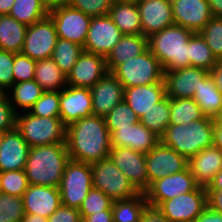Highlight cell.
Wrapping results in <instances>:
<instances>
[{
  "label": "cell",
  "mask_w": 222,
  "mask_h": 222,
  "mask_svg": "<svg viewBox=\"0 0 222 222\" xmlns=\"http://www.w3.org/2000/svg\"><path fill=\"white\" fill-rule=\"evenodd\" d=\"M66 143L72 160L92 164L108 158L111 137L105 118L91 115L69 124Z\"/></svg>",
  "instance_id": "1"
},
{
  "label": "cell",
  "mask_w": 222,
  "mask_h": 222,
  "mask_svg": "<svg viewBox=\"0 0 222 222\" xmlns=\"http://www.w3.org/2000/svg\"><path fill=\"white\" fill-rule=\"evenodd\" d=\"M69 160L66 142L30 147L24 168L29 185L59 187Z\"/></svg>",
  "instance_id": "2"
},
{
  "label": "cell",
  "mask_w": 222,
  "mask_h": 222,
  "mask_svg": "<svg viewBox=\"0 0 222 222\" xmlns=\"http://www.w3.org/2000/svg\"><path fill=\"white\" fill-rule=\"evenodd\" d=\"M194 33L172 25L148 37V49L159 60L164 71L190 67L189 40Z\"/></svg>",
  "instance_id": "3"
},
{
  "label": "cell",
  "mask_w": 222,
  "mask_h": 222,
  "mask_svg": "<svg viewBox=\"0 0 222 222\" xmlns=\"http://www.w3.org/2000/svg\"><path fill=\"white\" fill-rule=\"evenodd\" d=\"M160 141L189 160L213 145V118L205 117L189 124H169Z\"/></svg>",
  "instance_id": "4"
},
{
  "label": "cell",
  "mask_w": 222,
  "mask_h": 222,
  "mask_svg": "<svg viewBox=\"0 0 222 222\" xmlns=\"http://www.w3.org/2000/svg\"><path fill=\"white\" fill-rule=\"evenodd\" d=\"M16 129L30 147L65 143L67 126L60 117H40L17 113Z\"/></svg>",
  "instance_id": "5"
},
{
  "label": "cell",
  "mask_w": 222,
  "mask_h": 222,
  "mask_svg": "<svg viewBox=\"0 0 222 222\" xmlns=\"http://www.w3.org/2000/svg\"><path fill=\"white\" fill-rule=\"evenodd\" d=\"M111 73L124 88L164 82V70L149 49L118 65Z\"/></svg>",
  "instance_id": "6"
},
{
  "label": "cell",
  "mask_w": 222,
  "mask_h": 222,
  "mask_svg": "<svg viewBox=\"0 0 222 222\" xmlns=\"http://www.w3.org/2000/svg\"><path fill=\"white\" fill-rule=\"evenodd\" d=\"M91 168L93 188L113 201L130 199L140 193L109 157L92 163Z\"/></svg>",
  "instance_id": "7"
},
{
  "label": "cell",
  "mask_w": 222,
  "mask_h": 222,
  "mask_svg": "<svg viewBox=\"0 0 222 222\" xmlns=\"http://www.w3.org/2000/svg\"><path fill=\"white\" fill-rule=\"evenodd\" d=\"M58 188L62 204L79 209L93 188L91 164L70 159Z\"/></svg>",
  "instance_id": "8"
},
{
  "label": "cell",
  "mask_w": 222,
  "mask_h": 222,
  "mask_svg": "<svg viewBox=\"0 0 222 222\" xmlns=\"http://www.w3.org/2000/svg\"><path fill=\"white\" fill-rule=\"evenodd\" d=\"M208 207L207 189L202 186L189 193L165 200L158 206L170 222H193Z\"/></svg>",
  "instance_id": "9"
},
{
  "label": "cell",
  "mask_w": 222,
  "mask_h": 222,
  "mask_svg": "<svg viewBox=\"0 0 222 222\" xmlns=\"http://www.w3.org/2000/svg\"><path fill=\"white\" fill-rule=\"evenodd\" d=\"M54 22L58 38L84 47L92 17L70 4L50 9L48 14Z\"/></svg>",
  "instance_id": "10"
},
{
  "label": "cell",
  "mask_w": 222,
  "mask_h": 222,
  "mask_svg": "<svg viewBox=\"0 0 222 222\" xmlns=\"http://www.w3.org/2000/svg\"><path fill=\"white\" fill-rule=\"evenodd\" d=\"M57 39L54 22L47 15L27 27L21 53L36 61L51 58Z\"/></svg>",
  "instance_id": "11"
},
{
  "label": "cell",
  "mask_w": 222,
  "mask_h": 222,
  "mask_svg": "<svg viewBox=\"0 0 222 222\" xmlns=\"http://www.w3.org/2000/svg\"><path fill=\"white\" fill-rule=\"evenodd\" d=\"M196 183L189 167L153 182L144 192L149 205L158 207L163 201L194 191Z\"/></svg>",
  "instance_id": "12"
},
{
  "label": "cell",
  "mask_w": 222,
  "mask_h": 222,
  "mask_svg": "<svg viewBox=\"0 0 222 222\" xmlns=\"http://www.w3.org/2000/svg\"><path fill=\"white\" fill-rule=\"evenodd\" d=\"M146 168L148 187L155 181L176 174L188 167V160L177 151L164 145L161 141L147 154Z\"/></svg>",
  "instance_id": "13"
},
{
  "label": "cell",
  "mask_w": 222,
  "mask_h": 222,
  "mask_svg": "<svg viewBox=\"0 0 222 222\" xmlns=\"http://www.w3.org/2000/svg\"><path fill=\"white\" fill-rule=\"evenodd\" d=\"M122 36L108 14L94 16L90 22L83 50L106 58Z\"/></svg>",
  "instance_id": "14"
},
{
  "label": "cell",
  "mask_w": 222,
  "mask_h": 222,
  "mask_svg": "<svg viewBox=\"0 0 222 222\" xmlns=\"http://www.w3.org/2000/svg\"><path fill=\"white\" fill-rule=\"evenodd\" d=\"M109 158L121 169L127 179L139 192L148 189L145 154L128 147L111 146Z\"/></svg>",
  "instance_id": "15"
},
{
  "label": "cell",
  "mask_w": 222,
  "mask_h": 222,
  "mask_svg": "<svg viewBox=\"0 0 222 222\" xmlns=\"http://www.w3.org/2000/svg\"><path fill=\"white\" fill-rule=\"evenodd\" d=\"M60 118L69 124L93 114L90 88L67 85L60 91Z\"/></svg>",
  "instance_id": "16"
},
{
  "label": "cell",
  "mask_w": 222,
  "mask_h": 222,
  "mask_svg": "<svg viewBox=\"0 0 222 222\" xmlns=\"http://www.w3.org/2000/svg\"><path fill=\"white\" fill-rule=\"evenodd\" d=\"M209 71L200 67H185L164 71L166 95L169 98H193Z\"/></svg>",
  "instance_id": "17"
},
{
  "label": "cell",
  "mask_w": 222,
  "mask_h": 222,
  "mask_svg": "<svg viewBox=\"0 0 222 222\" xmlns=\"http://www.w3.org/2000/svg\"><path fill=\"white\" fill-rule=\"evenodd\" d=\"M136 3L145 37L175 24L171 0H138Z\"/></svg>",
  "instance_id": "18"
},
{
  "label": "cell",
  "mask_w": 222,
  "mask_h": 222,
  "mask_svg": "<svg viewBox=\"0 0 222 222\" xmlns=\"http://www.w3.org/2000/svg\"><path fill=\"white\" fill-rule=\"evenodd\" d=\"M108 72L104 57L83 51L67 75V85L93 87Z\"/></svg>",
  "instance_id": "19"
},
{
  "label": "cell",
  "mask_w": 222,
  "mask_h": 222,
  "mask_svg": "<svg viewBox=\"0 0 222 222\" xmlns=\"http://www.w3.org/2000/svg\"><path fill=\"white\" fill-rule=\"evenodd\" d=\"M176 25L199 33L213 17L207 0H171Z\"/></svg>",
  "instance_id": "20"
},
{
  "label": "cell",
  "mask_w": 222,
  "mask_h": 222,
  "mask_svg": "<svg viewBox=\"0 0 222 222\" xmlns=\"http://www.w3.org/2000/svg\"><path fill=\"white\" fill-rule=\"evenodd\" d=\"M90 90L94 116L105 117L124 100V86L111 72H107Z\"/></svg>",
  "instance_id": "21"
},
{
  "label": "cell",
  "mask_w": 222,
  "mask_h": 222,
  "mask_svg": "<svg viewBox=\"0 0 222 222\" xmlns=\"http://www.w3.org/2000/svg\"><path fill=\"white\" fill-rule=\"evenodd\" d=\"M22 199L25 213L46 219L62 205L58 187L29 185Z\"/></svg>",
  "instance_id": "22"
},
{
  "label": "cell",
  "mask_w": 222,
  "mask_h": 222,
  "mask_svg": "<svg viewBox=\"0 0 222 222\" xmlns=\"http://www.w3.org/2000/svg\"><path fill=\"white\" fill-rule=\"evenodd\" d=\"M111 146L128 147L144 154L150 152L160 138L140 121L130 127L118 128L111 135Z\"/></svg>",
  "instance_id": "23"
},
{
  "label": "cell",
  "mask_w": 222,
  "mask_h": 222,
  "mask_svg": "<svg viewBox=\"0 0 222 222\" xmlns=\"http://www.w3.org/2000/svg\"><path fill=\"white\" fill-rule=\"evenodd\" d=\"M29 149L30 146L16 128L3 133L0 149V172L23 170Z\"/></svg>",
  "instance_id": "24"
},
{
  "label": "cell",
  "mask_w": 222,
  "mask_h": 222,
  "mask_svg": "<svg viewBox=\"0 0 222 222\" xmlns=\"http://www.w3.org/2000/svg\"><path fill=\"white\" fill-rule=\"evenodd\" d=\"M188 167L196 183L207 188L222 169V150L214 145L207 147L188 160Z\"/></svg>",
  "instance_id": "25"
},
{
  "label": "cell",
  "mask_w": 222,
  "mask_h": 222,
  "mask_svg": "<svg viewBox=\"0 0 222 222\" xmlns=\"http://www.w3.org/2000/svg\"><path fill=\"white\" fill-rule=\"evenodd\" d=\"M165 96V82L124 88V100L139 119Z\"/></svg>",
  "instance_id": "26"
},
{
  "label": "cell",
  "mask_w": 222,
  "mask_h": 222,
  "mask_svg": "<svg viewBox=\"0 0 222 222\" xmlns=\"http://www.w3.org/2000/svg\"><path fill=\"white\" fill-rule=\"evenodd\" d=\"M108 15L123 35L143 34L136 1L114 0Z\"/></svg>",
  "instance_id": "27"
},
{
  "label": "cell",
  "mask_w": 222,
  "mask_h": 222,
  "mask_svg": "<svg viewBox=\"0 0 222 222\" xmlns=\"http://www.w3.org/2000/svg\"><path fill=\"white\" fill-rule=\"evenodd\" d=\"M147 49L148 38L143 34L123 35L105 58L108 72H112L118 65L129 59L141 55Z\"/></svg>",
  "instance_id": "28"
},
{
  "label": "cell",
  "mask_w": 222,
  "mask_h": 222,
  "mask_svg": "<svg viewBox=\"0 0 222 222\" xmlns=\"http://www.w3.org/2000/svg\"><path fill=\"white\" fill-rule=\"evenodd\" d=\"M27 27L8 14L0 15V50L21 53Z\"/></svg>",
  "instance_id": "29"
},
{
  "label": "cell",
  "mask_w": 222,
  "mask_h": 222,
  "mask_svg": "<svg viewBox=\"0 0 222 222\" xmlns=\"http://www.w3.org/2000/svg\"><path fill=\"white\" fill-rule=\"evenodd\" d=\"M193 99L206 117L216 118L219 115L222 108V94L210 74L201 80V85L195 91Z\"/></svg>",
  "instance_id": "30"
},
{
  "label": "cell",
  "mask_w": 222,
  "mask_h": 222,
  "mask_svg": "<svg viewBox=\"0 0 222 222\" xmlns=\"http://www.w3.org/2000/svg\"><path fill=\"white\" fill-rule=\"evenodd\" d=\"M34 80L44 91H61L67 86V76L52 58L36 61Z\"/></svg>",
  "instance_id": "31"
},
{
  "label": "cell",
  "mask_w": 222,
  "mask_h": 222,
  "mask_svg": "<svg viewBox=\"0 0 222 222\" xmlns=\"http://www.w3.org/2000/svg\"><path fill=\"white\" fill-rule=\"evenodd\" d=\"M44 0H15L8 15L27 26L36 23L49 14Z\"/></svg>",
  "instance_id": "32"
},
{
  "label": "cell",
  "mask_w": 222,
  "mask_h": 222,
  "mask_svg": "<svg viewBox=\"0 0 222 222\" xmlns=\"http://www.w3.org/2000/svg\"><path fill=\"white\" fill-rule=\"evenodd\" d=\"M148 204L145 193L130 199L115 200L112 205L114 222H140L142 210Z\"/></svg>",
  "instance_id": "33"
},
{
  "label": "cell",
  "mask_w": 222,
  "mask_h": 222,
  "mask_svg": "<svg viewBox=\"0 0 222 222\" xmlns=\"http://www.w3.org/2000/svg\"><path fill=\"white\" fill-rule=\"evenodd\" d=\"M206 116L193 98H170V123L189 124Z\"/></svg>",
  "instance_id": "34"
},
{
  "label": "cell",
  "mask_w": 222,
  "mask_h": 222,
  "mask_svg": "<svg viewBox=\"0 0 222 222\" xmlns=\"http://www.w3.org/2000/svg\"><path fill=\"white\" fill-rule=\"evenodd\" d=\"M139 121L161 138L170 123V98L166 95L160 102L154 104V107L148 112H145Z\"/></svg>",
  "instance_id": "35"
},
{
  "label": "cell",
  "mask_w": 222,
  "mask_h": 222,
  "mask_svg": "<svg viewBox=\"0 0 222 222\" xmlns=\"http://www.w3.org/2000/svg\"><path fill=\"white\" fill-rule=\"evenodd\" d=\"M10 88L13 97L11 96V99L9 97V101L16 113L18 112L15 105H17L19 109L22 108L28 111L45 92L35 80L14 83Z\"/></svg>",
  "instance_id": "36"
},
{
  "label": "cell",
  "mask_w": 222,
  "mask_h": 222,
  "mask_svg": "<svg viewBox=\"0 0 222 222\" xmlns=\"http://www.w3.org/2000/svg\"><path fill=\"white\" fill-rule=\"evenodd\" d=\"M83 51L82 46L74 42L58 38L51 58L67 76Z\"/></svg>",
  "instance_id": "37"
},
{
  "label": "cell",
  "mask_w": 222,
  "mask_h": 222,
  "mask_svg": "<svg viewBox=\"0 0 222 222\" xmlns=\"http://www.w3.org/2000/svg\"><path fill=\"white\" fill-rule=\"evenodd\" d=\"M189 57L190 66L200 67L207 71H210L217 61L200 33H194L189 40Z\"/></svg>",
  "instance_id": "38"
},
{
  "label": "cell",
  "mask_w": 222,
  "mask_h": 222,
  "mask_svg": "<svg viewBox=\"0 0 222 222\" xmlns=\"http://www.w3.org/2000/svg\"><path fill=\"white\" fill-rule=\"evenodd\" d=\"M104 118L110 135L118 128L130 127L139 122V118L125 100L114 106Z\"/></svg>",
  "instance_id": "39"
},
{
  "label": "cell",
  "mask_w": 222,
  "mask_h": 222,
  "mask_svg": "<svg viewBox=\"0 0 222 222\" xmlns=\"http://www.w3.org/2000/svg\"><path fill=\"white\" fill-rule=\"evenodd\" d=\"M28 186L24 169L0 172V193L22 198Z\"/></svg>",
  "instance_id": "40"
},
{
  "label": "cell",
  "mask_w": 222,
  "mask_h": 222,
  "mask_svg": "<svg viewBox=\"0 0 222 222\" xmlns=\"http://www.w3.org/2000/svg\"><path fill=\"white\" fill-rule=\"evenodd\" d=\"M60 91H45L28 112L40 117H60Z\"/></svg>",
  "instance_id": "41"
},
{
  "label": "cell",
  "mask_w": 222,
  "mask_h": 222,
  "mask_svg": "<svg viewBox=\"0 0 222 222\" xmlns=\"http://www.w3.org/2000/svg\"><path fill=\"white\" fill-rule=\"evenodd\" d=\"M113 200L98 189L92 188L82 202L79 212L82 217L112 210Z\"/></svg>",
  "instance_id": "42"
},
{
  "label": "cell",
  "mask_w": 222,
  "mask_h": 222,
  "mask_svg": "<svg viewBox=\"0 0 222 222\" xmlns=\"http://www.w3.org/2000/svg\"><path fill=\"white\" fill-rule=\"evenodd\" d=\"M24 215L21 197L0 193V222H21Z\"/></svg>",
  "instance_id": "43"
},
{
  "label": "cell",
  "mask_w": 222,
  "mask_h": 222,
  "mask_svg": "<svg viewBox=\"0 0 222 222\" xmlns=\"http://www.w3.org/2000/svg\"><path fill=\"white\" fill-rule=\"evenodd\" d=\"M199 33L216 59L222 58V18L212 17Z\"/></svg>",
  "instance_id": "44"
},
{
  "label": "cell",
  "mask_w": 222,
  "mask_h": 222,
  "mask_svg": "<svg viewBox=\"0 0 222 222\" xmlns=\"http://www.w3.org/2000/svg\"><path fill=\"white\" fill-rule=\"evenodd\" d=\"M36 60L22 54H14L13 76L14 83L34 80Z\"/></svg>",
  "instance_id": "45"
},
{
  "label": "cell",
  "mask_w": 222,
  "mask_h": 222,
  "mask_svg": "<svg viewBox=\"0 0 222 222\" xmlns=\"http://www.w3.org/2000/svg\"><path fill=\"white\" fill-rule=\"evenodd\" d=\"M114 0H72L70 5L91 17L109 13Z\"/></svg>",
  "instance_id": "46"
},
{
  "label": "cell",
  "mask_w": 222,
  "mask_h": 222,
  "mask_svg": "<svg viewBox=\"0 0 222 222\" xmlns=\"http://www.w3.org/2000/svg\"><path fill=\"white\" fill-rule=\"evenodd\" d=\"M13 63L14 53L0 50V92L7 93L14 84Z\"/></svg>",
  "instance_id": "47"
},
{
  "label": "cell",
  "mask_w": 222,
  "mask_h": 222,
  "mask_svg": "<svg viewBox=\"0 0 222 222\" xmlns=\"http://www.w3.org/2000/svg\"><path fill=\"white\" fill-rule=\"evenodd\" d=\"M16 116L14 108L12 107L9 96L0 92V132L5 133L16 128Z\"/></svg>",
  "instance_id": "48"
},
{
  "label": "cell",
  "mask_w": 222,
  "mask_h": 222,
  "mask_svg": "<svg viewBox=\"0 0 222 222\" xmlns=\"http://www.w3.org/2000/svg\"><path fill=\"white\" fill-rule=\"evenodd\" d=\"M47 222H83L79 209L61 205L51 216L47 218Z\"/></svg>",
  "instance_id": "49"
},
{
  "label": "cell",
  "mask_w": 222,
  "mask_h": 222,
  "mask_svg": "<svg viewBox=\"0 0 222 222\" xmlns=\"http://www.w3.org/2000/svg\"><path fill=\"white\" fill-rule=\"evenodd\" d=\"M140 222H170L162 213V211L156 207L147 204L142 210Z\"/></svg>",
  "instance_id": "50"
},
{
  "label": "cell",
  "mask_w": 222,
  "mask_h": 222,
  "mask_svg": "<svg viewBox=\"0 0 222 222\" xmlns=\"http://www.w3.org/2000/svg\"><path fill=\"white\" fill-rule=\"evenodd\" d=\"M209 207L222 214V190H207Z\"/></svg>",
  "instance_id": "51"
},
{
  "label": "cell",
  "mask_w": 222,
  "mask_h": 222,
  "mask_svg": "<svg viewBox=\"0 0 222 222\" xmlns=\"http://www.w3.org/2000/svg\"><path fill=\"white\" fill-rule=\"evenodd\" d=\"M209 74L214 80L217 89L222 94V58L217 59L214 67L209 71Z\"/></svg>",
  "instance_id": "52"
},
{
  "label": "cell",
  "mask_w": 222,
  "mask_h": 222,
  "mask_svg": "<svg viewBox=\"0 0 222 222\" xmlns=\"http://www.w3.org/2000/svg\"><path fill=\"white\" fill-rule=\"evenodd\" d=\"M83 222H114L112 210H104L97 214L82 217Z\"/></svg>",
  "instance_id": "53"
},
{
  "label": "cell",
  "mask_w": 222,
  "mask_h": 222,
  "mask_svg": "<svg viewBox=\"0 0 222 222\" xmlns=\"http://www.w3.org/2000/svg\"><path fill=\"white\" fill-rule=\"evenodd\" d=\"M193 222H222V214L213 211L208 207L200 216Z\"/></svg>",
  "instance_id": "54"
},
{
  "label": "cell",
  "mask_w": 222,
  "mask_h": 222,
  "mask_svg": "<svg viewBox=\"0 0 222 222\" xmlns=\"http://www.w3.org/2000/svg\"><path fill=\"white\" fill-rule=\"evenodd\" d=\"M213 145L222 150V119H213Z\"/></svg>",
  "instance_id": "55"
},
{
  "label": "cell",
  "mask_w": 222,
  "mask_h": 222,
  "mask_svg": "<svg viewBox=\"0 0 222 222\" xmlns=\"http://www.w3.org/2000/svg\"><path fill=\"white\" fill-rule=\"evenodd\" d=\"M213 17L222 18V0H207Z\"/></svg>",
  "instance_id": "56"
},
{
  "label": "cell",
  "mask_w": 222,
  "mask_h": 222,
  "mask_svg": "<svg viewBox=\"0 0 222 222\" xmlns=\"http://www.w3.org/2000/svg\"><path fill=\"white\" fill-rule=\"evenodd\" d=\"M207 190H222V169L214 176V179L206 188Z\"/></svg>",
  "instance_id": "57"
},
{
  "label": "cell",
  "mask_w": 222,
  "mask_h": 222,
  "mask_svg": "<svg viewBox=\"0 0 222 222\" xmlns=\"http://www.w3.org/2000/svg\"><path fill=\"white\" fill-rule=\"evenodd\" d=\"M15 0H0V15L9 14Z\"/></svg>",
  "instance_id": "58"
},
{
  "label": "cell",
  "mask_w": 222,
  "mask_h": 222,
  "mask_svg": "<svg viewBox=\"0 0 222 222\" xmlns=\"http://www.w3.org/2000/svg\"><path fill=\"white\" fill-rule=\"evenodd\" d=\"M21 222H47V219L40 215L25 213V215L21 219Z\"/></svg>",
  "instance_id": "59"
},
{
  "label": "cell",
  "mask_w": 222,
  "mask_h": 222,
  "mask_svg": "<svg viewBox=\"0 0 222 222\" xmlns=\"http://www.w3.org/2000/svg\"><path fill=\"white\" fill-rule=\"evenodd\" d=\"M47 7L52 9L57 6L68 5L72 0H44Z\"/></svg>",
  "instance_id": "60"
},
{
  "label": "cell",
  "mask_w": 222,
  "mask_h": 222,
  "mask_svg": "<svg viewBox=\"0 0 222 222\" xmlns=\"http://www.w3.org/2000/svg\"><path fill=\"white\" fill-rule=\"evenodd\" d=\"M2 142H3V133L0 132V149L2 146Z\"/></svg>",
  "instance_id": "61"
},
{
  "label": "cell",
  "mask_w": 222,
  "mask_h": 222,
  "mask_svg": "<svg viewBox=\"0 0 222 222\" xmlns=\"http://www.w3.org/2000/svg\"><path fill=\"white\" fill-rule=\"evenodd\" d=\"M213 119H222V108H221V111H220L219 115L216 118H213Z\"/></svg>",
  "instance_id": "62"
}]
</instances>
